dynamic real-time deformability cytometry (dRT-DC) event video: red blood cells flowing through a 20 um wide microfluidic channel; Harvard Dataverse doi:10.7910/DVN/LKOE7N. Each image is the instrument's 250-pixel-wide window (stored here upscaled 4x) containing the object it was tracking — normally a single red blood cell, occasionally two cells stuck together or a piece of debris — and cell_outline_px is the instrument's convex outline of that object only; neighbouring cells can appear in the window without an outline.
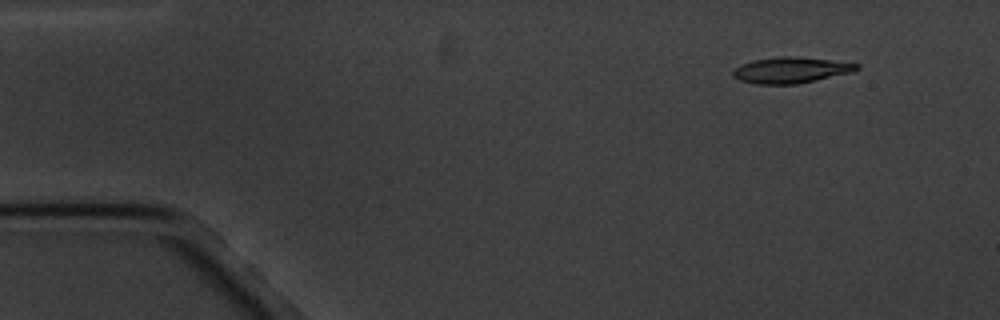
{"species": "common noctule bat (a hibernating species)", "species_latin": "Nyctalus noctula", "temperature_condition": "cold", "stored_images_in_passage": 5, "camera_frame_rate_fps": 3000, "um_per_image_px": 0.085, "animal": {"sex": "male", "body_mass_g": 20.1, "forearm_length_mm": 53.5}, "frame": {"image": 1, "passage_image": 2, "time_ms": 1.333, "image_size_px": [1000, 320], "cell_outline_px": [[860, 68], [852, 72], [816, 80], [796, 84], [756, 84], [740, 80], [732, 76], [732, 72], [740, 64], [752, 60], [780, 56], [800, 56], [860, 64]], "centroid_in_image_um": [67.21, 5.95], "position_along_channel_um": 17.8, "area_um2": 18.79}}
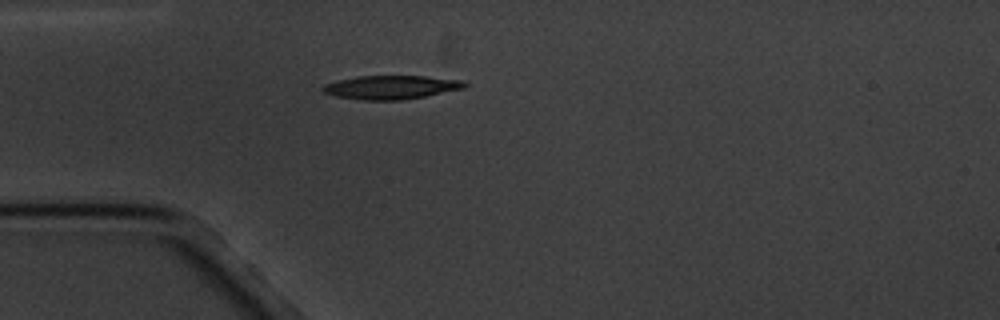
{"frame": {"image": 2, "passage_image": 5, "time_ms": 4.667, "image_size_px": [1000, 320], "cell_outline_px": [[468, 84], [464, 88], [404, 100], [360, 100], [336, 96], [324, 92], [320, 88], [324, 84], [356, 76], [428, 76], [464, 80]], "centroid_in_image_um": [33.25, 7.41], "position_along_channel_um": 51.7, "area_um2": 19.59}}